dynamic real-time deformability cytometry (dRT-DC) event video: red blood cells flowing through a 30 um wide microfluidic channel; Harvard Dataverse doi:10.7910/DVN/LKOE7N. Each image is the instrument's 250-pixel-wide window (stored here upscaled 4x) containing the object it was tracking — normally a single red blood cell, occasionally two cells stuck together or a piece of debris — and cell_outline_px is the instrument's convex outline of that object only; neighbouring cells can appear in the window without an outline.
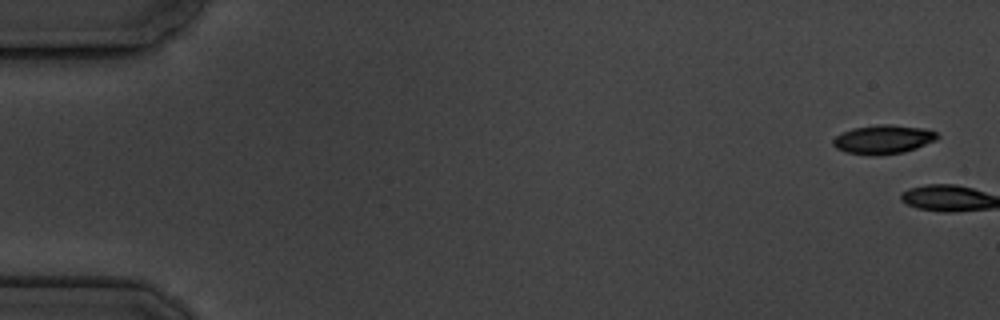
{"species": "common noctule bat (a hibernating species)", "species_latin": "Nyctalus noctula", "temperature_condition": "cold", "stored_images_in_passage": 2, "camera_frame_rate_fps": 3000, "um_per_image_px": 0.085, "animal": {"sex": "male", "body_mass_g": 19.5, "forearm_length_mm": 54.6}, "frame": {"image": 1, "passage_image": 1, "time_ms": 0.0, "image_size_px": [1000, 320], "cell_outline_px": [[940, 136], [936, 140], [916, 148], [904, 152], [876, 156], [844, 152], [836, 148], [832, 144], [832, 140], [840, 132], [852, 128], [876, 124], [892, 124], [924, 128], [936, 132]], "centroid_in_image_um": [75.05, 11.84], "position_along_channel_um": 10.0, "area_um2": 17.86}}